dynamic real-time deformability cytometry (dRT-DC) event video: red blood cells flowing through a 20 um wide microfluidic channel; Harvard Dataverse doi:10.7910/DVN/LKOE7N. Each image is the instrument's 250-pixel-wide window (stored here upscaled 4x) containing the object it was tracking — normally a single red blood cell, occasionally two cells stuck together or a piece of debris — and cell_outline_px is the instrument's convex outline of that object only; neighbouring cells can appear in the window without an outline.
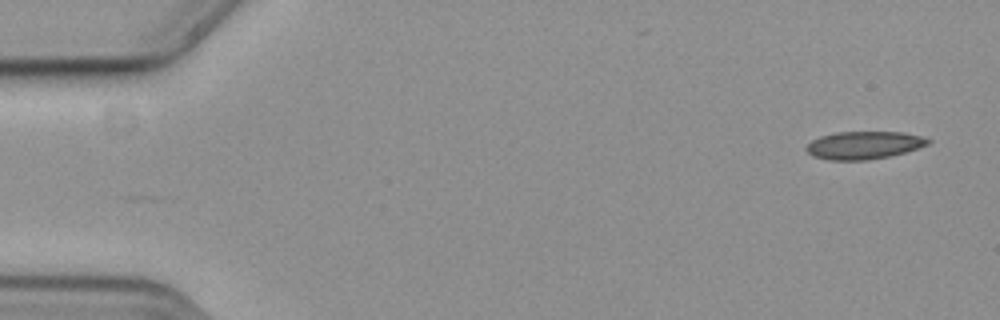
{"species": "common noctule bat (a hibernating species)", "species_latin": "Nyctalus noctula", "temperature_condition": "cold", "stored_images_in_passage": 54, "camera_frame_rate_fps": 3000, "um_per_image_px": 0.085, "animal": {"sex": "female", "body_mass_g": 19.3, "forearm_length_mm": 54.1}, "frame": {"image": 1, "passage_image": 1, "time_ms": 0.0, "image_size_px": [1000, 320], "cell_outline_px": [[932, 140], [928, 144], [904, 152], [888, 156], [868, 160], [828, 160], [812, 156], [804, 148], [812, 140], [820, 136], [836, 132], [904, 132], [920, 136]], "centroid_in_image_um": [73.39, 12.34], "position_along_channel_um": 11.6, "area_um2": 19.59}}
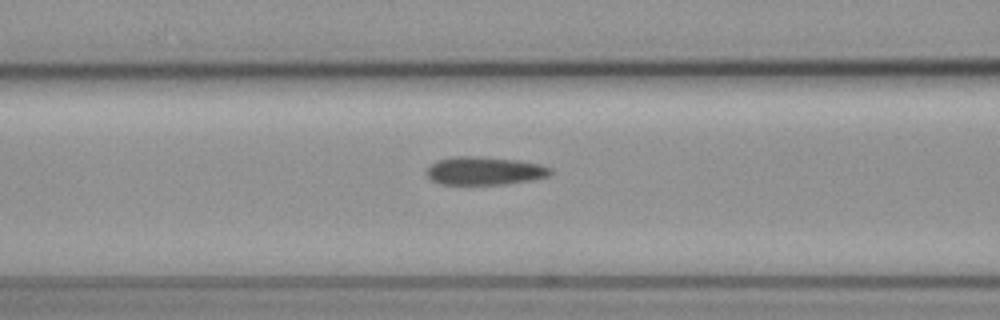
{"frame": {"image": 2, "passage_image": 21, "time_ms": 6.667, "image_size_px": [1000, 320], "cell_outline_px": [[552, 172], [548, 176], [532, 180], [504, 184], [440, 184], [432, 180], [428, 176], [428, 168], [436, 160], [452, 156], [476, 156], [520, 160], [540, 164], [552, 168]], "centroid_in_image_um": [41.21, 14.51], "position_along_channel_um": 125.4, "area_um2": 20.35}}
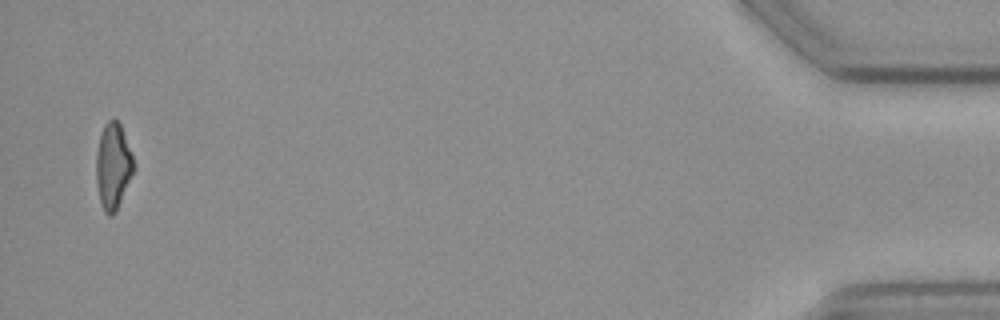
{"frame": {"image": 3, "passage_image": 53, "time_ms": 17.333, "image_size_px": [1000, 320], "cell_outline_px": [[136, 168], [116, 212], [112, 216], [108, 216], [104, 212], [100, 200], [96, 180], [96, 156], [100, 136], [104, 124], [112, 116], [120, 124], [132, 156]], "centroid_in_image_um": [9.62, 14.14], "position_along_channel_um": 425.6, "area_um2": 18.84}}